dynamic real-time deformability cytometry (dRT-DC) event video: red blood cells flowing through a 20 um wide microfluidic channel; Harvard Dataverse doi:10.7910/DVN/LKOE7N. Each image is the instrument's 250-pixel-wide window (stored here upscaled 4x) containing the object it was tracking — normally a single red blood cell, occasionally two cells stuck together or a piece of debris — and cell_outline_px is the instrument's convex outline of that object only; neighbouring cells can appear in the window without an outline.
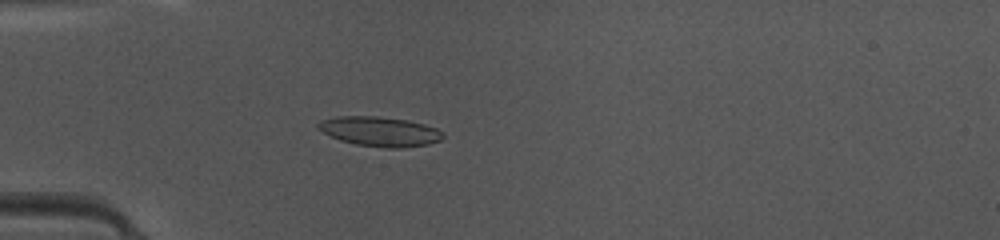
{"species": "common noctule bat (a hibernating species)", "species_latin": "Nyctalus noctula", "temperature_condition": "warm", "stored_images_in_passage": 48, "camera_frame_rate_fps": 3000, "um_per_image_px": 0.085, "animal": {"sex": "female", "body_mass_g": 10.0, "forearm_length_mm": 53.1}, "frame": {"image": 1, "passage_image": 14, "time_ms": 4.333, "image_size_px": [1000, 240], "cell_outline_px": [[444, 136], [440, 140], [428, 144], [404, 148], [388, 148], [356, 144], [340, 140], [324, 132], [316, 124], [320, 120], [336, 116], [376, 116], [408, 120], [424, 124], [436, 128], [444, 132]], "centroid_in_image_um": [32.31, 11.17], "position_along_channel_um": 52.7, "area_um2": 21.5}}
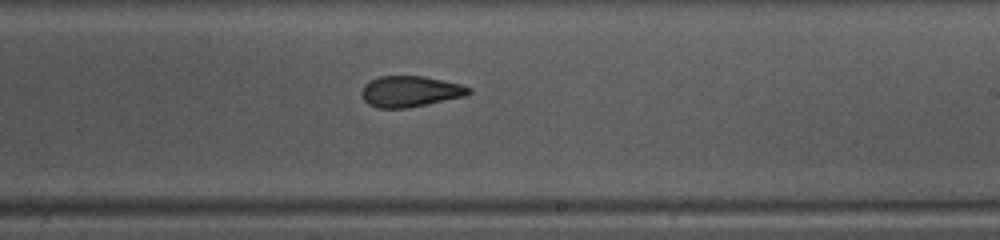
{"frame": {"image": 2, "passage_image": 29, "time_ms": 9.333, "image_size_px": [1000, 240], "cell_outline_px": [[472, 92], [464, 96], [408, 108], [376, 108], [368, 104], [364, 100], [360, 92], [364, 84], [380, 76], [424, 76], [460, 84], [472, 88]], "centroid_in_image_um": [34.84, 7.77], "position_along_channel_um": 254.2, "area_um2": 19.31}}
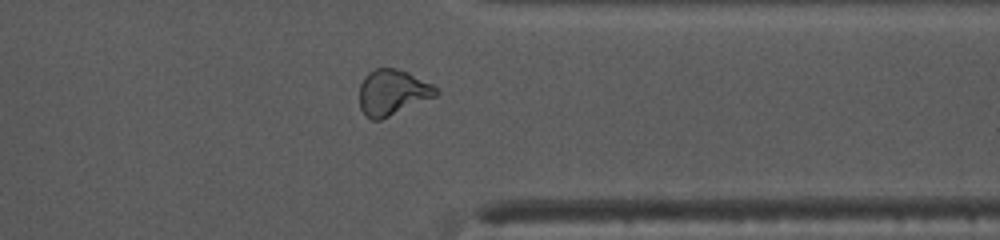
{"frame": {"image": 3, "passage_image": 38, "time_ms": 12.333, "image_size_px": [1000, 240], "cell_outline_px": [[440, 92], [436, 96], [380, 120], [372, 120], [364, 116], [360, 108], [360, 84], [364, 76], [368, 72], [376, 68], [396, 68], [408, 72], [432, 84]], "centroid_in_image_um": [33.34, 7.85], "position_along_channel_um": 378.1, "area_um2": 20.4}, "authors_computed_cell_mechanics": {"area_um2": 19.9988, "velocity_mm_per_s": 4.2066, "shape_relaxation_time_tau1_ms": 10.6138, "shape_relaxation_time_tau2_ms": 1.5407, "deformation_change_tau1": 0.23, "deformation_change_tau2": 0.0753}}